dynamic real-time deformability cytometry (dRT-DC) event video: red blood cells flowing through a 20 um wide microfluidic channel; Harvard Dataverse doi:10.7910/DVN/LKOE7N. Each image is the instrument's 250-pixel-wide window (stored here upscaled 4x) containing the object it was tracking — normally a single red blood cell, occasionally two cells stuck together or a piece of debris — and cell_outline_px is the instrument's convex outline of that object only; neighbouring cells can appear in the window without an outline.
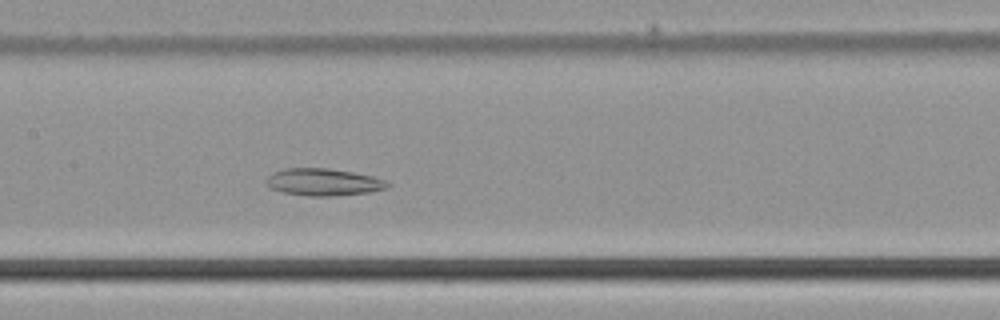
{"species": "common noctule bat (a hibernating species)", "species_latin": "Nyctalus noctula", "temperature_condition": "cold", "stored_images_in_passage": 47, "camera_frame_rate_fps": 3000, "um_per_image_px": 0.085, "animal": {"sex": "male", "body_mass_g": 21.5, "forearm_length_mm": 52.0}, "frame": {"image": 1, "passage_image": 21, "time_ms": 6.667, "image_size_px": [1000, 320], "cell_outline_px": [[392, 184], [388, 188], [372, 192], [336, 196], [308, 196], [284, 192], [268, 188], [264, 184], [268, 176], [284, 168], [328, 168], [352, 172], [372, 176], [384, 180]], "centroid_in_image_um": [27.5, 15.49], "position_along_channel_um": 179.9, "area_um2": 19.36}}
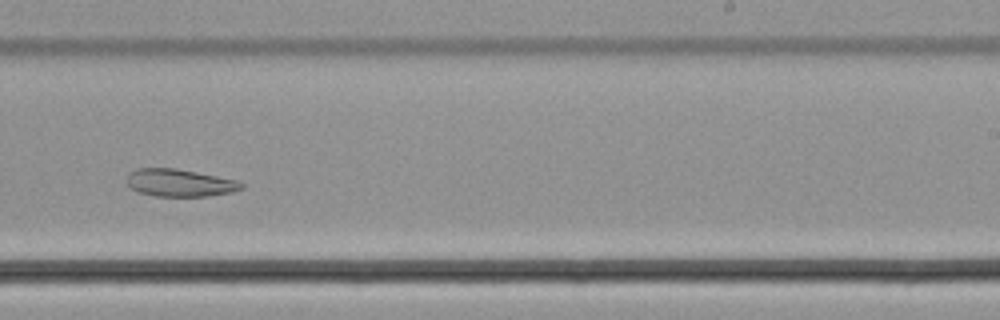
{"frame": {"image": 2, "passage_image": 28, "time_ms": 9.0, "image_size_px": [1000, 320], "cell_outline_px": [[244, 188], [232, 192], [208, 196], [156, 196], [136, 192], [128, 188], [128, 172], [136, 168], [176, 168], [236, 180], [244, 184]], "centroid_in_image_um": [15.24, 15.54], "position_along_channel_um": 273.8, "area_um2": 18.44}}
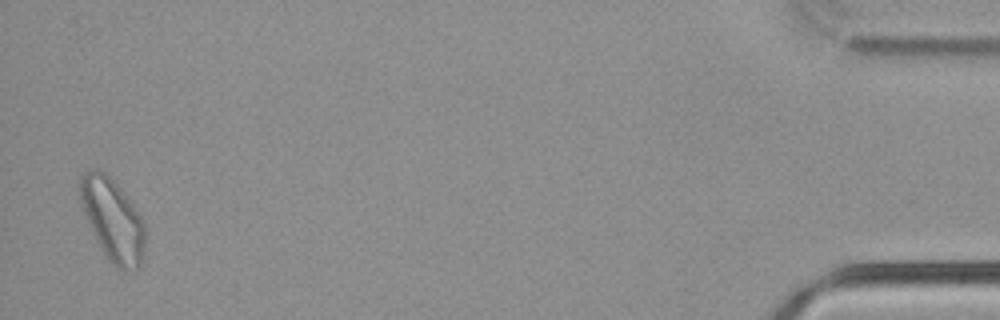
{"frame": {"image": 3, "passage_image": 46, "time_ms": 15.0, "image_size_px": [1000, 320], "cell_outline_px": [[144, 256], [140, 264], [136, 268], [124, 272], [120, 272], [108, 260], [100, 248], [96, 240], [80, 204], [80, 176], [84, 172], [92, 168], [100, 168], [128, 196], [144, 220]], "centroid_in_image_um": [9.58, 18.69], "position_along_channel_um": 425.6, "area_um2": 31.5}}